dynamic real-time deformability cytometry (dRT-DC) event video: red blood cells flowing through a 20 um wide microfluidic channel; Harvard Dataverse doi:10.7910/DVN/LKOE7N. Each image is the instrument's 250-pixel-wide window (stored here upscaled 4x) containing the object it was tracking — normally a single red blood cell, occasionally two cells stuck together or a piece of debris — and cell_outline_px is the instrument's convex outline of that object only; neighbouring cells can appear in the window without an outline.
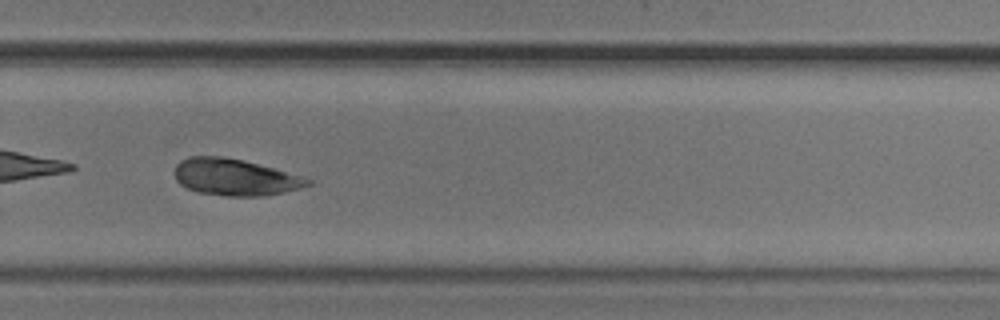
{"species": "common noctule bat (a hibernating species)", "species_latin": "Nyctalus noctula", "temperature_condition": "cold", "stored_images_in_passage": 42, "camera_frame_rate_fps": 3000, "um_per_image_px": 0.085, "animal": {"sex": "male", "body_mass_g": 20.5, "forearm_length_mm": 52.5}, "frame": {"image": 1, "passage_image": 36, "time_ms": 11.667, "image_size_px": [1000, 320], "cell_outline_px": [[312, 184], [300, 188], [284, 192], [264, 196], [228, 196], [196, 192], [180, 184], [176, 180], [176, 164], [180, 160], [188, 156], [220, 156], [244, 160], [304, 176], [312, 180]], "centroid_in_image_um": [19.99, 15.06], "position_along_channel_um": 309.8, "area_um2": 28.55}, "authors_computed_cell_mechanics": {"area_um2": 28.3509, "velocity_mm_per_s": 3.685, "shape_relaxation_time_tau1_ms": null, "shape_relaxation_time_tau2_ms": 2.3577, "deformation_change_tau1": null, "deformation_change_tau2": 0.064}}